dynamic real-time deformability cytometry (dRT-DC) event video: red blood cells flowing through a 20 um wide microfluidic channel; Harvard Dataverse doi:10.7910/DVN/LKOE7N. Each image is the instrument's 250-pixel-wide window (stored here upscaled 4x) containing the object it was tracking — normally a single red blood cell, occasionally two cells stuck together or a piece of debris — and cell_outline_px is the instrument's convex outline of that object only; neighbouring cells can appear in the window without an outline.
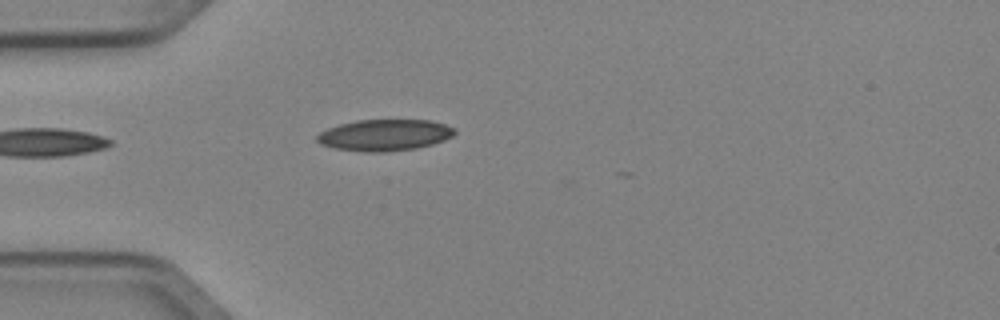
{"species": "Egyptian fruit bat (a non-hibernating species)", "species_latin": "Rousettus aegyptiacus", "temperature_condition": "cold", "stored_images_in_passage": 5, "camera_frame_rate_fps": 3000, "um_per_image_px": 0.085, "animal": {"sex": "female"}, "frame": {"image": 1, "passage_image": 5, "time_ms": 1.333, "image_size_px": [1000, 320], "cell_outline_px": [[456, 132], [452, 136], [444, 140], [432, 144], [416, 148], [384, 152], [364, 152], [332, 148], [320, 144], [316, 140], [316, 136], [320, 132], [328, 128], [340, 124], [356, 120], [432, 120], [456, 128]], "centroid_in_image_um": [32.68, 11.48], "position_along_channel_um": 52.3, "area_um2": 25.32}}